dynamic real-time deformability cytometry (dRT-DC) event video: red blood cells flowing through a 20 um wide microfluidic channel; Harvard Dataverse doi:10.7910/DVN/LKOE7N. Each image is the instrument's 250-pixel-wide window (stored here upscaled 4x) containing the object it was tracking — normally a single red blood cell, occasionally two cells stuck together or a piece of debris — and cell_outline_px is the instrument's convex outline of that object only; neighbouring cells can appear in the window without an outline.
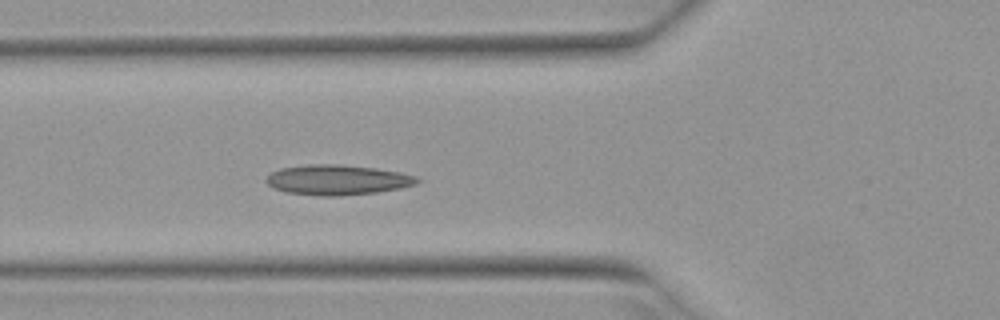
{"species": "Egyptian fruit bat (a non-hibernating species)", "species_latin": "Rousettus aegyptiacus", "temperature_condition": "warm", "stored_images_in_passage": 4, "camera_frame_rate_fps": 3000, "um_per_image_px": 0.085, "animal": {"sex": "female"}, "frame": {"image": 1, "passage_image": 4, "time_ms": 1.0, "image_size_px": [1000, 320], "cell_outline_px": [[420, 180], [416, 184], [400, 188], [376, 192], [340, 196], [320, 196], [284, 192], [272, 188], [264, 180], [272, 172], [280, 168], [308, 164], [340, 164], [376, 168], [400, 172], [416, 176]], "centroid_in_image_um": [28.65, 15.29], "position_along_channel_um": 97.1, "area_um2": 26.65}}